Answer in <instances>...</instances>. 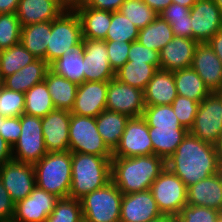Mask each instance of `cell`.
<instances>
[{"label":"cell","mask_w":222,"mask_h":222,"mask_svg":"<svg viewBox=\"0 0 222 222\" xmlns=\"http://www.w3.org/2000/svg\"><path fill=\"white\" fill-rule=\"evenodd\" d=\"M174 80L178 95L196 102L200 103L211 93L192 67L174 71Z\"/></svg>","instance_id":"cell-31"},{"label":"cell","mask_w":222,"mask_h":222,"mask_svg":"<svg viewBox=\"0 0 222 222\" xmlns=\"http://www.w3.org/2000/svg\"><path fill=\"white\" fill-rule=\"evenodd\" d=\"M167 22L172 27L174 36L186 37L192 39L191 19L181 20V21H167Z\"/></svg>","instance_id":"cell-51"},{"label":"cell","mask_w":222,"mask_h":222,"mask_svg":"<svg viewBox=\"0 0 222 222\" xmlns=\"http://www.w3.org/2000/svg\"><path fill=\"white\" fill-rule=\"evenodd\" d=\"M189 133L198 139L217 146L222 135V94L211 92L199 104Z\"/></svg>","instance_id":"cell-9"},{"label":"cell","mask_w":222,"mask_h":222,"mask_svg":"<svg viewBox=\"0 0 222 222\" xmlns=\"http://www.w3.org/2000/svg\"><path fill=\"white\" fill-rule=\"evenodd\" d=\"M36 186L58 198H68L71 187L72 152H48L34 165Z\"/></svg>","instance_id":"cell-4"},{"label":"cell","mask_w":222,"mask_h":222,"mask_svg":"<svg viewBox=\"0 0 222 222\" xmlns=\"http://www.w3.org/2000/svg\"><path fill=\"white\" fill-rule=\"evenodd\" d=\"M143 1L158 14L172 3V0H143Z\"/></svg>","instance_id":"cell-54"},{"label":"cell","mask_w":222,"mask_h":222,"mask_svg":"<svg viewBox=\"0 0 222 222\" xmlns=\"http://www.w3.org/2000/svg\"><path fill=\"white\" fill-rule=\"evenodd\" d=\"M66 10L59 0H19L16 16L21 27L52 21Z\"/></svg>","instance_id":"cell-23"},{"label":"cell","mask_w":222,"mask_h":222,"mask_svg":"<svg viewBox=\"0 0 222 222\" xmlns=\"http://www.w3.org/2000/svg\"><path fill=\"white\" fill-rule=\"evenodd\" d=\"M149 222H176V217L171 215H161L156 219H153Z\"/></svg>","instance_id":"cell-57"},{"label":"cell","mask_w":222,"mask_h":222,"mask_svg":"<svg viewBox=\"0 0 222 222\" xmlns=\"http://www.w3.org/2000/svg\"><path fill=\"white\" fill-rule=\"evenodd\" d=\"M12 159V146L0 136V166Z\"/></svg>","instance_id":"cell-52"},{"label":"cell","mask_w":222,"mask_h":222,"mask_svg":"<svg viewBox=\"0 0 222 222\" xmlns=\"http://www.w3.org/2000/svg\"><path fill=\"white\" fill-rule=\"evenodd\" d=\"M162 215L176 217L187 205V187L167 167L152 183L149 189Z\"/></svg>","instance_id":"cell-8"},{"label":"cell","mask_w":222,"mask_h":222,"mask_svg":"<svg viewBox=\"0 0 222 222\" xmlns=\"http://www.w3.org/2000/svg\"><path fill=\"white\" fill-rule=\"evenodd\" d=\"M142 117L148 127L185 128L180 124L171 105L145 106Z\"/></svg>","instance_id":"cell-39"},{"label":"cell","mask_w":222,"mask_h":222,"mask_svg":"<svg viewBox=\"0 0 222 222\" xmlns=\"http://www.w3.org/2000/svg\"><path fill=\"white\" fill-rule=\"evenodd\" d=\"M199 43L194 39L175 36L160 51V69L177 71L190 68Z\"/></svg>","instance_id":"cell-21"},{"label":"cell","mask_w":222,"mask_h":222,"mask_svg":"<svg viewBox=\"0 0 222 222\" xmlns=\"http://www.w3.org/2000/svg\"><path fill=\"white\" fill-rule=\"evenodd\" d=\"M82 25L83 39L105 40L111 24V12L87 7L84 4L76 7Z\"/></svg>","instance_id":"cell-26"},{"label":"cell","mask_w":222,"mask_h":222,"mask_svg":"<svg viewBox=\"0 0 222 222\" xmlns=\"http://www.w3.org/2000/svg\"><path fill=\"white\" fill-rule=\"evenodd\" d=\"M19 0H0V14L16 13Z\"/></svg>","instance_id":"cell-55"},{"label":"cell","mask_w":222,"mask_h":222,"mask_svg":"<svg viewBox=\"0 0 222 222\" xmlns=\"http://www.w3.org/2000/svg\"><path fill=\"white\" fill-rule=\"evenodd\" d=\"M69 151L97 156H112L96 126V118L71 114Z\"/></svg>","instance_id":"cell-7"},{"label":"cell","mask_w":222,"mask_h":222,"mask_svg":"<svg viewBox=\"0 0 222 222\" xmlns=\"http://www.w3.org/2000/svg\"><path fill=\"white\" fill-rule=\"evenodd\" d=\"M84 81L108 82L115 78L105 40H82Z\"/></svg>","instance_id":"cell-14"},{"label":"cell","mask_w":222,"mask_h":222,"mask_svg":"<svg viewBox=\"0 0 222 222\" xmlns=\"http://www.w3.org/2000/svg\"><path fill=\"white\" fill-rule=\"evenodd\" d=\"M158 15L166 21H181L191 19L190 8L179 5L177 3H171Z\"/></svg>","instance_id":"cell-48"},{"label":"cell","mask_w":222,"mask_h":222,"mask_svg":"<svg viewBox=\"0 0 222 222\" xmlns=\"http://www.w3.org/2000/svg\"><path fill=\"white\" fill-rule=\"evenodd\" d=\"M3 78H2V76H1V73H0V89L3 87Z\"/></svg>","instance_id":"cell-62"},{"label":"cell","mask_w":222,"mask_h":222,"mask_svg":"<svg viewBox=\"0 0 222 222\" xmlns=\"http://www.w3.org/2000/svg\"><path fill=\"white\" fill-rule=\"evenodd\" d=\"M139 28L120 11L111 12V24L105 41L133 42L138 39Z\"/></svg>","instance_id":"cell-37"},{"label":"cell","mask_w":222,"mask_h":222,"mask_svg":"<svg viewBox=\"0 0 222 222\" xmlns=\"http://www.w3.org/2000/svg\"><path fill=\"white\" fill-rule=\"evenodd\" d=\"M220 162L217 146L188 133L176 151L166 159V167L189 187L218 173Z\"/></svg>","instance_id":"cell-1"},{"label":"cell","mask_w":222,"mask_h":222,"mask_svg":"<svg viewBox=\"0 0 222 222\" xmlns=\"http://www.w3.org/2000/svg\"><path fill=\"white\" fill-rule=\"evenodd\" d=\"M172 3L191 8L196 3V0H172Z\"/></svg>","instance_id":"cell-58"},{"label":"cell","mask_w":222,"mask_h":222,"mask_svg":"<svg viewBox=\"0 0 222 222\" xmlns=\"http://www.w3.org/2000/svg\"><path fill=\"white\" fill-rule=\"evenodd\" d=\"M106 109L131 117H142L145 109L144 91L119 82L108 81Z\"/></svg>","instance_id":"cell-13"},{"label":"cell","mask_w":222,"mask_h":222,"mask_svg":"<svg viewBox=\"0 0 222 222\" xmlns=\"http://www.w3.org/2000/svg\"><path fill=\"white\" fill-rule=\"evenodd\" d=\"M191 67L211 92L222 90V62L208 43L197 45Z\"/></svg>","instance_id":"cell-20"},{"label":"cell","mask_w":222,"mask_h":222,"mask_svg":"<svg viewBox=\"0 0 222 222\" xmlns=\"http://www.w3.org/2000/svg\"><path fill=\"white\" fill-rule=\"evenodd\" d=\"M82 45L71 50L50 65V69L66 79L81 84L84 82Z\"/></svg>","instance_id":"cell-34"},{"label":"cell","mask_w":222,"mask_h":222,"mask_svg":"<svg viewBox=\"0 0 222 222\" xmlns=\"http://www.w3.org/2000/svg\"><path fill=\"white\" fill-rule=\"evenodd\" d=\"M192 39L207 43L222 29V13L214 0H199L190 8Z\"/></svg>","instance_id":"cell-15"},{"label":"cell","mask_w":222,"mask_h":222,"mask_svg":"<svg viewBox=\"0 0 222 222\" xmlns=\"http://www.w3.org/2000/svg\"><path fill=\"white\" fill-rule=\"evenodd\" d=\"M219 174H220L221 179H222V159H221L220 166H219Z\"/></svg>","instance_id":"cell-61"},{"label":"cell","mask_w":222,"mask_h":222,"mask_svg":"<svg viewBox=\"0 0 222 222\" xmlns=\"http://www.w3.org/2000/svg\"><path fill=\"white\" fill-rule=\"evenodd\" d=\"M128 61L145 62L147 64L154 65L157 69H160L159 52L145 47L138 40L131 43L128 53Z\"/></svg>","instance_id":"cell-46"},{"label":"cell","mask_w":222,"mask_h":222,"mask_svg":"<svg viewBox=\"0 0 222 222\" xmlns=\"http://www.w3.org/2000/svg\"><path fill=\"white\" fill-rule=\"evenodd\" d=\"M36 59L20 42L9 49L1 50L0 73L2 78L14 74Z\"/></svg>","instance_id":"cell-36"},{"label":"cell","mask_w":222,"mask_h":222,"mask_svg":"<svg viewBox=\"0 0 222 222\" xmlns=\"http://www.w3.org/2000/svg\"><path fill=\"white\" fill-rule=\"evenodd\" d=\"M199 102L177 95L171 106L180 124L190 130L198 111Z\"/></svg>","instance_id":"cell-44"},{"label":"cell","mask_w":222,"mask_h":222,"mask_svg":"<svg viewBox=\"0 0 222 222\" xmlns=\"http://www.w3.org/2000/svg\"><path fill=\"white\" fill-rule=\"evenodd\" d=\"M172 27L161 16L142 29H139L138 41L149 49L160 51L174 38Z\"/></svg>","instance_id":"cell-32"},{"label":"cell","mask_w":222,"mask_h":222,"mask_svg":"<svg viewBox=\"0 0 222 222\" xmlns=\"http://www.w3.org/2000/svg\"><path fill=\"white\" fill-rule=\"evenodd\" d=\"M187 128L149 127V137L153 145V154L168 159L187 136Z\"/></svg>","instance_id":"cell-29"},{"label":"cell","mask_w":222,"mask_h":222,"mask_svg":"<svg viewBox=\"0 0 222 222\" xmlns=\"http://www.w3.org/2000/svg\"><path fill=\"white\" fill-rule=\"evenodd\" d=\"M214 2L216 3L220 12L222 13V0H214Z\"/></svg>","instance_id":"cell-60"},{"label":"cell","mask_w":222,"mask_h":222,"mask_svg":"<svg viewBox=\"0 0 222 222\" xmlns=\"http://www.w3.org/2000/svg\"><path fill=\"white\" fill-rule=\"evenodd\" d=\"M174 72L158 69L144 90L145 106L171 105L176 96Z\"/></svg>","instance_id":"cell-24"},{"label":"cell","mask_w":222,"mask_h":222,"mask_svg":"<svg viewBox=\"0 0 222 222\" xmlns=\"http://www.w3.org/2000/svg\"><path fill=\"white\" fill-rule=\"evenodd\" d=\"M217 148H218V150H219L220 157H221V159H222V135H221L220 141H219V143H218V145H217Z\"/></svg>","instance_id":"cell-59"},{"label":"cell","mask_w":222,"mask_h":222,"mask_svg":"<svg viewBox=\"0 0 222 222\" xmlns=\"http://www.w3.org/2000/svg\"><path fill=\"white\" fill-rule=\"evenodd\" d=\"M70 117V111L55 109L41 118L47 152L69 151Z\"/></svg>","instance_id":"cell-17"},{"label":"cell","mask_w":222,"mask_h":222,"mask_svg":"<svg viewBox=\"0 0 222 222\" xmlns=\"http://www.w3.org/2000/svg\"><path fill=\"white\" fill-rule=\"evenodd\" d=\"M112 156L72 152L69 198L81 199L111 181Z\"/></svg>","instance_id":"cell-3"},{"label":"cell","mask_w":222,"mask_h":222,"mask_svg":"<svg viewBox=\"0 0 222 222\" xmlns=\"http://www.w3.org/2000/svg\"><path fill=\"white\" fill-rule=\"evenodd\" d=\"M166 167V160L155 154L112 157L111 181L123 194L149 190Z\"/></svg>","instance_id":"cell-2"},{"label":"cell","mask_w":222,"mask_h":222,"mask_svg":"<svg viewBox=\"0 0 222 222\" xmlns=\"http://www.w3.org/2000/svg\"><path fill=\"white\" fill-rule=\"evenodd\" d=\"M108 82L84 81L78 85L71 114L96 118L106 109Z\"/></svg>","instance_id":"cell-18"},{"label":"cell","mask_w":222,"mask_h":222,"mask_svg":"<svg viewBox=\"0 0 222 222\" xmlns=\"http://www.w3.org/2000/svg\"><path fill=\"white\" fill-rule=\"evenodd\" d=\"M21 135V116L6 118L0 115V136L12 147Z\"/></svg>","instance_id":"cell-47"},{"label":"cell","mask_w":222,"mask_h":222,"mask_svg":"<svg viewBox=\"0 0 222 222\" xmlns=\"http://www.w3.org/2000/svg\"><path fill=\"white\" fill-rule=\"evenodd\" d=\"M119 11L139 29L152 23L158 16L143 0H125Z\"/></svg>","instance_id":"cell-38"},{"label":"cell","mask_w":222,"mask_h":222,"mask_svg":"<svg viewBox=\"0 0 222 222\" xmlns=\"http://www.w3.org/2000/svg\"><path fill=\"white\" fill-rule=\"evenodd\" d=\"M132 42L106 41L109 63L114 72L118 71L127 61Z\"/></svg>","instance_id":"cell-45"},{"label":"cell","mask_w":222,"mask_h":222,"mask_svg":"<svg viewBox=\"0 0 222 222\" xmlns=\"http://www.w3.org/2000/svg\"><path fill=\"white\" fill-rule=\"evenodd\" d=\"M130 117L105 109L96 117V126L103 141L113 152L120 142L125 126Z\"/></svg>","instance_id":"cell-28"},{"label":"cell","mask_w":222,"mask_h":222,"mask_svg":"<svg viewBox=\"0 0 222 222\" xmlns=\"http://www.w3.org/2000/svg\"><path fill=\"white\" fill-rule=\"evenodd\" d=\"M222 62V29L207 42Z\"/></svg>","instance_id":"cell-53"},{"label":"cell","mask_w":222,"mask_h":222,"mask_svg":"<svg viewBox=\"0 0 222 222\" xmlns=\"http://www.w3.org/2000/svg\"><path fill=\"white\" fill-rule=\"evenodd\" d=\"M124 1L125 0H86L84 5L98 10L115 12L119 11Z\"/></svg>","instance_id":"cell-50"},{"label":"cell","mask_w":222,"mask_h":222,"mask_svg":"<svg viewBox=\"0 0 222 222\" xmlns=\"http://www.w3.org/2000/svg\"><path fill=\"white\" fill-rule=\"evenodd\" d=\"M55 109L44 81L34 85L25 93L24 114L42 118Z\"/></svg>","instance_id":"cell-35"},{"label":"cell","mask_w":222,"mask_h":222,"mask_svg":"<svg viewBox=\"0 0 222 222\" xmlns=\"http://www.w3.org/2000/svg\"><path fill=\"white\" fill-rule=\"evenodd\" d=\"M187 204L222 212V179L219 172L187 187Z\"/></svg>","instance_id":"cell-22"},{"label":"cell","mask_w":222,"mask_h":222,"mask_svg":"<svg viewBox=\"0 0 222 222\" xmlns=\"http://www.w3.org/2000/svg\"><path fill=\"white\" fill-rule=\"evenodd\" d=\"M15 213V203L7 192L0 178V220L13 219Z\"/></svg>","instance_id":"cell-49"},{"label":"cell","mask_w":222,"mask_h":222,"mask_svg":"<svg viewBox=\"0 0 222 222\" xmlns=\"http://www.w3.org/2000/svg\"><path fill=\"white\" fill-rule=\"evenodd\" d=\"M44 82L50 92L55 108L71 112L74 106L78 84L58 75L51 69L47 71Z\"/></svg>","instance_id":"cell-27"},{"label":"cell","mask_w":222,"mask_h":222,"mask_svg":"<svg viewBox=\"0 0 222 222\" xmlns=\"http://www.w3.org/2000/svg\"><path fill=\"white\" fill-rule=\"evenodd\" d=\"M56 195L35 187L28 197L15 204L16 222H44L59 200Z\"/></svg>","instance_id":"cell-16"},{"label":"cell","mask_w":222,"mask_h":222,"mask_svg":"<svg viewBox=\"0 0 222 222\" xmlns=\"http://www.w3.org/2000/svg\"><path fill=\"white\" fill-rule=\"evenodd\" d=\"M51 21L21 27L20 43L37 59L46 61Z\"/></svg>","instance_id":"cell-30"},{"label":"cell","mask_w":222,"mask_h":222,"mask_svg":"<svg viewBox=\"0 0 222 222\" xmlns=\"http://www.w3.org/2000/svg\"><path fill=\"white\" fill-rule=\"evenodd\" d=\"M153 154L149 127L143 117H131L112 157H136Z\"/></svg>","instance_id":"cell-12"},{"label":"cell","mask_w":222,"mask_h":222,"mask_svg":"<svg viewBox=\"0 0 222 222\" xmlns=\"http://www.w3.org/2000/svg\"><path fill=\"white\" fill-rule=\"evenodd\" d=\"M25 93L0 89V115L6 118L18 117L24 113Z\"/></svg>","instance_id":"cell-42"},{"label":"cell","mask_w":222,"mask_h":222,"mask_svg":"<svg viewBox=\"0 0 222 222\" xmlns=\"http://www.w3.org/2000/svg\"><path fill=\"white\" fill-rule=\"evenodd\" d=\"M123 193L110 181L80 199L86 222H120Z\"/></svg>","instance_id":"cell-6"},{"label":"cell","mask_w":222,"mask_h":222,"mask_svg":"<svg viewBox=\"0 0 222 222\" xmlns=\"http://www.w3.org/2000/svg\"><path fill=\"white\" fill-rule=\"evenodd\" d=\"M222 212L203 206L185 205L176 216V222H221Z\"/></svg>","instance_id":"cell-43"},{"label":"cell","mask_w":222,"mask_h":222,"mask_svg":"<svg viewBox=\"0 0 222 222\" xmlns=\"http://www.w3.org/2000/svg\"><path fill=\"white\" fill-rule=\"evenodd\" d=\"M0 222H16V221H14L13 219H10V220H0Z\"/></svg>","instance_id":"cell-63"},{"label":"cell","mask_w":222,"mask_h":222,"mask_svg":"<svg viewBox=\"0 0 222 222\" xmlns=\"http://www.w3.org/2000/svg\"><path fill=\"white\" fill-rule=\"evenodd\" d=\"M82 25L75 10H64L51 21L46 62L51 65L66 53L82 45Z\"/></svg>","instance_id":"cell-5"},{"label":"cell","mask_w":222,"mask_h":222,"mask_svg":"<svg viewBox=\"0 0 222 222\" xmlns=\"http://www.w3.org/2000/svg\"><path fill=\"white\" fill-rule=\"evenodd\" d=\"M21 25L16 13L0 14V51L20 42Z\"/></svg>","instance_id":"cell-41"},{"label":"cell","mask_w":222,"mask_h":222,"mask_svg":"<svg viewBox=\"0 0 222 222\" xmlns=\"http://www.w3.org/2000/svg\"><path fill=\"white\" fill-rule=\"evenodd\" d=\"M0 178L15 204L28 197L36 187L33 164L14 159L0 166Z\"/></svg>","instance_id":"cell-11"},{"label":"cell","mask_w":222,"mask_h":222,"mask_svg":"<svg viewBox=\"0 0 222 222\" xmlns=\"http://www.w3.org/2000/svg\"><path fill=\"white\" fill-rule=\"evenodd\" d=\"M86 0H59L60 4L69 10H74L76 7L83 5Z\"/></svg>","instance_id":"cell-56"},{"label":"cell","mask_w":222,"mask_h":222,"mask_svg":"<svg viewBox=\"0 0 222 222\" xmlns=\"http://www.w3.org/2000/svg\"><path fill=\"white\" fill-rule=\"evenodd\" d=\"M50 65L44 59H36L19 71L4 78L3 86L9 90L26 93L34 85L44 81Z\"/></svg>","instance_id":"cell-25"},{"label":"cell","mask_w":222,"mask_h":222,"mask_svg":"<svg viewBox=\"0 0 222 222\" xmlns=\"http://www.w3.org/2000/svg\"><path fill=\"white\" fill-rule=\"evenodd\" d=\"M161 215L150 190L123 194L120 222H149Z\"/></svg>","instance_id":"cell-19"},{"label":"cell","mask_w":222,"mask_h":222,"mask_svg":"<svg viewBox=\"0 0 222 222\" xmlns=\"http://www.w3.org/2000/svg\"><path fill=\"white\" fill-rule=\"evenodd\" d=\"M157 70L154 65L145 62L127 61L115 72V78L123 84L144 91Z\"/></svg>","instance_id":"cell-33"},{"label":"cell","mask_w":222,"mask_h":222,"mask_svg":"<svg viewBox=\"0 0 222 222\" xmlns=\"http://www.w3.org/2000/svg\"><path fill=\"white\" fill-rule=\"evenodd\" d=\"M83 213L81 201L73 198H60L44 222H81Z\"/></svg>","instance_id":"cell-40"},{"label":"cell","mask_w":222,"mask_h":222,"mask_svg":"<svg viewBox=\"0 0 222 222\" xmlns=\"http://www.w3.org/2000/svg\"><path fill=\"white\" fill-rule=\"evenodd\" d=\"M47 153L41 117L23 113L21 115V135L12 147L13 159L34 165Z\"/></svg>","instance_id":"cell-10"}]
</instances>
